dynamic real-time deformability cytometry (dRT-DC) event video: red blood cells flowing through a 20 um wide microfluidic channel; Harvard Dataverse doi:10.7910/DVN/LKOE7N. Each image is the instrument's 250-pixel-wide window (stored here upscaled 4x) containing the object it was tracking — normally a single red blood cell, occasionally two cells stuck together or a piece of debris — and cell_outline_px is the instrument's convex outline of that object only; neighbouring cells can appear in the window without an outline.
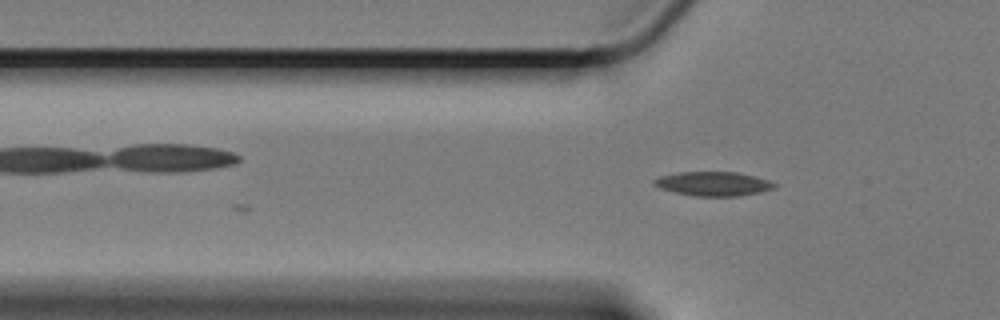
{"species": "Egyptian fruit bat (a non-hibernating species)", "species_latin": "Rousettus aegyptiacus", "temperature_condition": "cold", "stored_images_in_passage": 8, "camera_frame_rate_fps": 3000, "um_per_image_px": 0.085, "animal": {"sex": "female"}, "frame": {"image": 1, "passage_image": 8, "time_ms": 2.333, "image_size_px": [1000, 320], "cell_outline_px": [[776, 188], [760, 192], [736, 196], [696, 196], [676, 192], [660, 188], [652, 184], [652, 180], [660, 176], [676, 172], [736, 172], [756, 176], [768, 180], [776, 184]], "centroid_in_image_um": [60.62, 15.61], "position_along_channel_um": 65.2, "area_um2": 16.94}}